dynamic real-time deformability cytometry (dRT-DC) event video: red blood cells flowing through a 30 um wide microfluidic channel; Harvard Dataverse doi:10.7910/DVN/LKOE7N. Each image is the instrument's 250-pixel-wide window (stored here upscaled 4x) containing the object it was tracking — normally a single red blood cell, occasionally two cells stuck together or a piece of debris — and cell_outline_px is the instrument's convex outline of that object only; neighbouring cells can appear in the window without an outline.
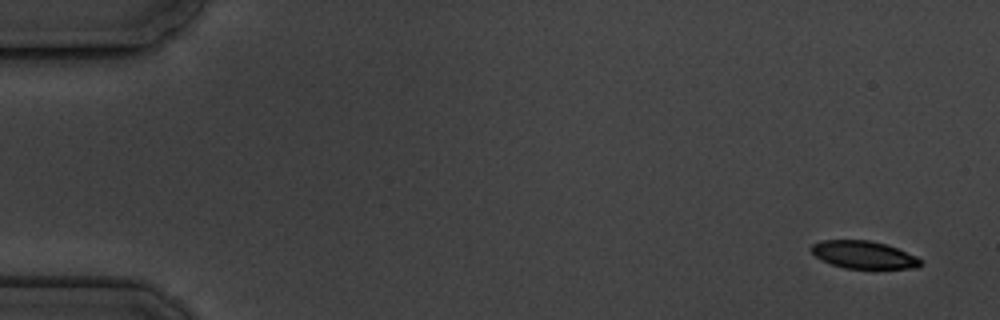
{"species": "common noctule bat (a hibernating species)", "species_latin": "Nyctalus noctula", "temperature_condition": "cold", "stored_images_in_passage": 4, "camera_frame_rate_fps": 3000, "um_per_image_px": 0.085, "animal": {"sex": "male", "body_mass_g": 19.5, "forearm_length_mm": 54.6}, "frame": {"image": 1, "passage_image": 1, "time_ms": 0.0, "image_size_px": [1000, 320], "cell_outline_px": [[920, 268], [844, 268], [832, 264], [816, 256], [808, 248], [812, 244], [820, 240], [868, 240], [884, 244], [896, 248], [916, 256], [920, 260]], "centroid_in_image_um": [73.37, 21.65], "position_along_channel_um": 11.6, "area_um2": 17.34}}
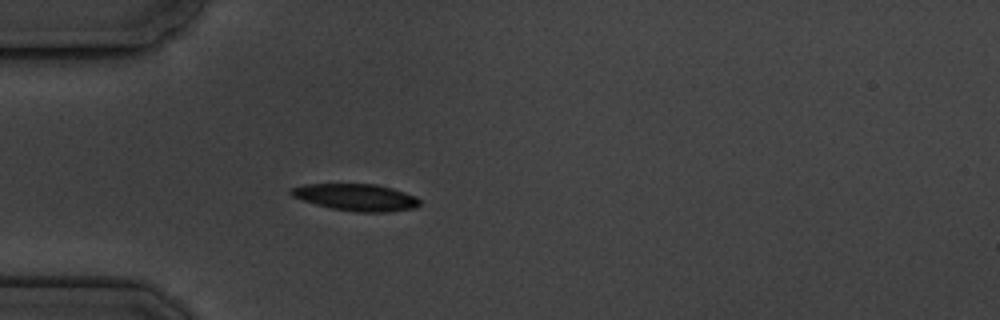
{"frame": {"image": 2, "passage_image": 4, "time_ms": 4.667, "image_size_px": [1000, 320], "cell_outline_px": [[420, 204], [416, 208], [388, 212], [356, 212], [332, 208], [316, 204], [292, 196], [288, 192], [288, 188], [304, 184], [376, 184], [392, 188], [416, 196], [420, 200]], "centroid_in_image_um": [30.27, 16.76], "position_along_channel_um": 54.7, "area_um2": 20.23}}